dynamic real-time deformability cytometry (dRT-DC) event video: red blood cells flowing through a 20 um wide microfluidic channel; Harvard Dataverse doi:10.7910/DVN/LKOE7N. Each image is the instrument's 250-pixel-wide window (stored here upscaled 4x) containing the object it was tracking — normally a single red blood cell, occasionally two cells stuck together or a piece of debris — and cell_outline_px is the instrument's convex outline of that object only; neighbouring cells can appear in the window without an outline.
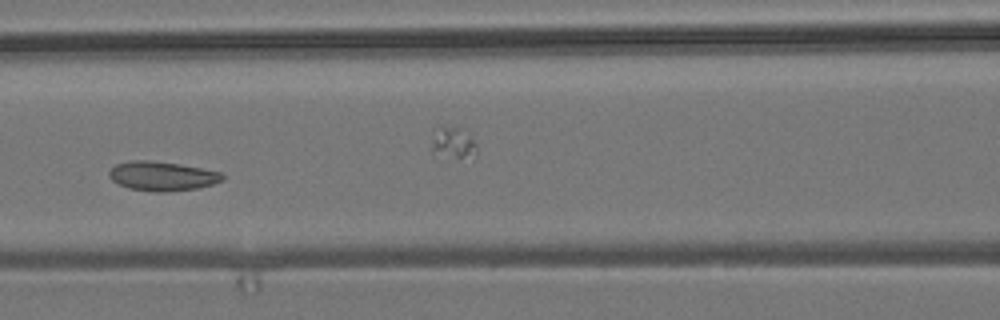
{"species": "common noctule bat (a hibernating species)", "species_latin": "Nyctalus noctula", "temperature_condition": "room temperature", "stored_images_in_passage": 10, "camera_frame_rate_fps": 3000, "um_per_image_px": 0.085, "animal": {"sex": "male", "body_mass_g": 19.2, "forearm_length_mm": 51.8}, "frame": {"image": 1, "passage_image": 7, "time_ms": 2.0, "image_size_px": [1000, 320], "cell_outline_px": [[224, 180], [200, 188], [164, 192], [152, 192], [128, 188], [112, 180], [108, 176], [108, 172], [116, 164], [128, 160], [148, 160], [180, 164], [224, 172]], "centroid_in_image_um": [13.8, 14.96], "position_along_channel_um": 152.8, "area_um2": 19.59}}
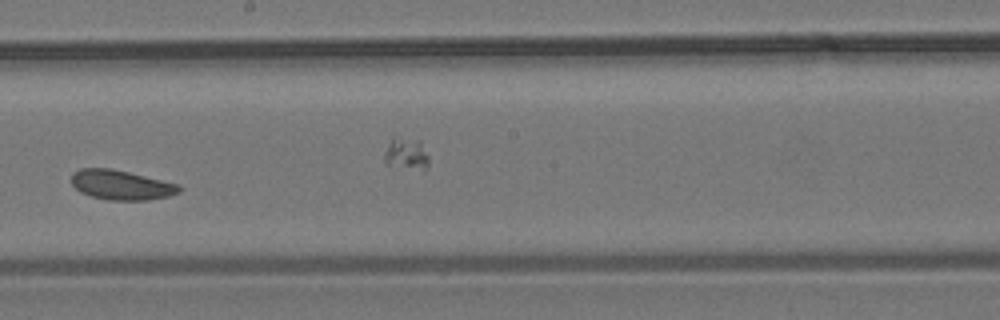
{"frame": {"image": 2, "passage_image": 9, "time_ms": 2.667, "image_size_px": [1000, 320], "cell_outline_px": [[180, 192], [168, 196], [148, 200], [108, 200], [92, 196], [80, 192], [72, 184], [72, 172], [80, 168], [112, 168], [180, 184]], "centroid_in_image_um": [10.3, 15.71], "position_along_channel_um": 237.9, "area_um2": 18.67}}